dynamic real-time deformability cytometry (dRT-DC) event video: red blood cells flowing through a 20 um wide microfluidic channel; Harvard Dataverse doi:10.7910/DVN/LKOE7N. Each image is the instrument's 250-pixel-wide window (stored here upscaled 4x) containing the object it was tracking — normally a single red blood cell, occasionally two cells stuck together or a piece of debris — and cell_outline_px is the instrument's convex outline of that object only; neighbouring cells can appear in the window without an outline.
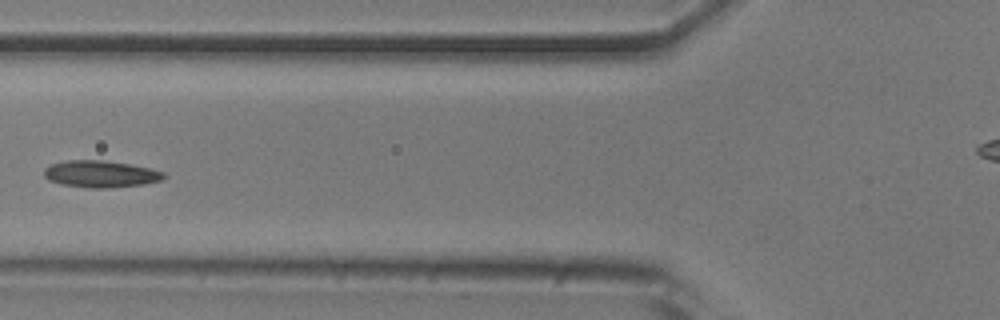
{"species": "common noctule bat (a hibernating species)", "species_latin": "Nyctalus noctula", "temperature_condition": "room temperature", "stored_images_in_passage": 7, "camera_frame_rate_fps": 3000, "um_per_image_px": 0.085, "animal": {"sex": "male", "body_mass_g": 20.5, "forearm_length_mm": 52.5}, "frame": {"image": 1, "passage_image": 5, "time_ms": 5.667, "image_size_px": [1000, 320], "cell_outline_px": [[168, 176], [160, 180], [144, 184], [108, 188], [88, 188], [60, 184], [48, 180], [44, 176], [44, 168], [52, 164], [68, 160], [104, 160], [128, 164], [148, 168], [164, 172]], "centroid_in_image_um": [8.53, 14.79], "position_along_channel_um": 117.3, "area_um2": 18.73}}
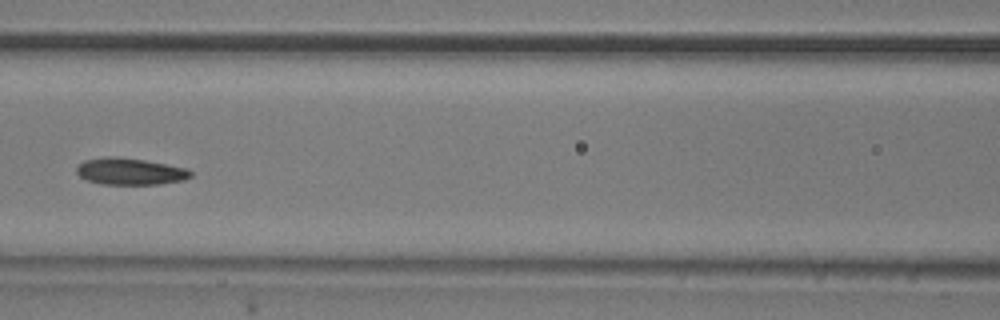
{"frame": {"image": 2, "passage_image": 6, "time_ms": 6.667, "image_size_px": [1000, 320], "cell_outline_px": [[192, 176], [184, 180], [160, 184], [100, 184], [88, 180], [80, 176], [76, 172], [76, 168], [84, 160], [108, 156], [116, 156], [144, 160], [188, 168], [192, 172]], "centroid_in_image_um": [11.07, 14.57], "position_along_channel_um": 155.5, "area_um2": 17.8}}
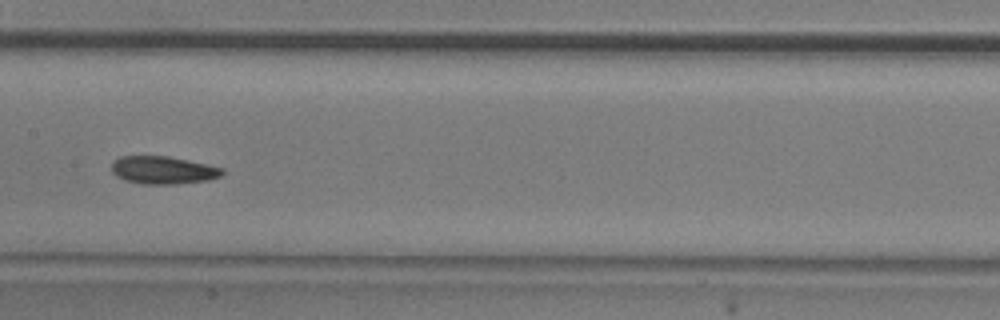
{"frame": {"image": 3, "passage_image": 7, "time_ms": 7.667, "image_size_px": [1000, 320], "cell_outline_px": [[224, 172], [220, 176], [208, 180], [176, 184], [140, 184], [124, 180], [116, 176], [112, 172], [112, 164], [120, 156], [168, 156], [208, 164], [224, 168]], "centroid_in_image_um": [13.87, 14.46], "position_along_channel_um": 193.5, "area_um2": 17.98}}